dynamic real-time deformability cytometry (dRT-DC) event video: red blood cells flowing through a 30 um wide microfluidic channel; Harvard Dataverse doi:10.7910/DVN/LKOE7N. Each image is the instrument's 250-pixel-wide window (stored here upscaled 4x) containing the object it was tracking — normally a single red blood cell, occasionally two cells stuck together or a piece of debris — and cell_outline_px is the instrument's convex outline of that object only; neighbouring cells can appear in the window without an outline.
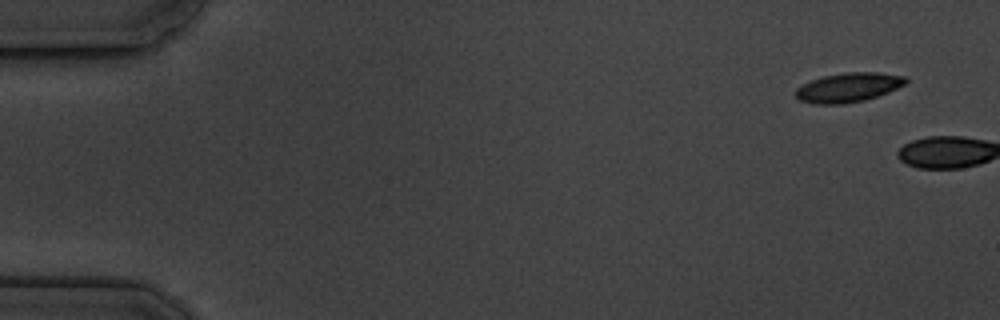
{"species": "common noctule bat (a hibernating species)", "species_latin": "Nyctalus noctula", "temperature_condition": "cold", "stored_images_in_passage": 2, "camera_frame_rate_fps": 3000, "um_per_image_px": 0.085, "animal": {"sex": "male", "body_mass_g": 19.5, "forearm_length_mm": 54.6}, "frame": {"image": 1, "passage_image": 1, "time_ms": 0.0, "image_size_px": [1000, 320], "cell_outline_px": [[908, 80], [904, 84], [888, 92], [864, 100], [844, 104], [812, 104], [800, 100], [796, 96], [796, 88], [812, 80], [824, 76], [848, 72], [880, 72], [904, 76]], "centroid_in_image_um": [72.11, 7.43], "position_along_channel_um": 12.9, "area_um2": 18.61}}